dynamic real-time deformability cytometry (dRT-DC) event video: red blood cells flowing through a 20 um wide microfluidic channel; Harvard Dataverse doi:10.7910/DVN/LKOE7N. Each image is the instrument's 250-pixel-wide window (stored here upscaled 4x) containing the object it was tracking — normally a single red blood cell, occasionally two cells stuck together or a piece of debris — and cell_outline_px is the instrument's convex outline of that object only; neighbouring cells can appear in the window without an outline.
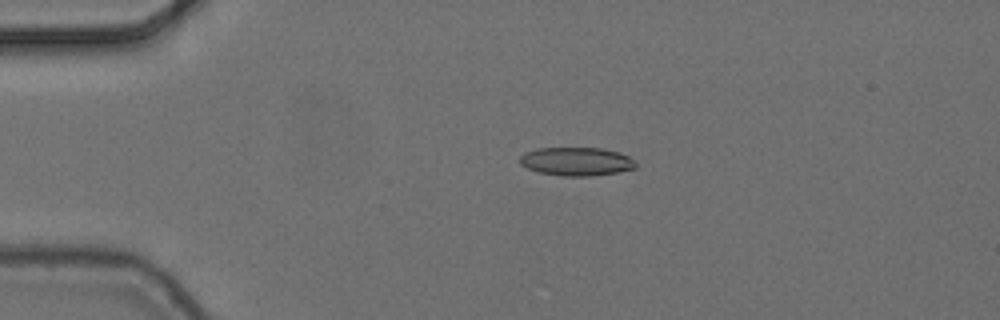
{"species": "common noctule bat (a hibernating species)", "species_latin": "Nyctalus noctula", "temperature_condition": "cold", "stored_images_in_passage": 3, "camera_frame_rate_fps": 3000, "um_per_image_px": 0.085, "animal": {"sex": "female", "body_mass_g": 24.6, "forearm_length_mm": 56.2}, "frame": {"image": 1, "passage_image": 2, "time_ms": 0.333, "image_size_px": [1000, 320], "cell_outline_px": [[636, 168], [616, 172], [592, 176], [564, 176], [540, 172], [528, 168], [520, 164], [520, 156], [524, 152], [536, 148], [600, 148], [620, 152], [628, 156], [636, 164]], "centroid_in_image_um": [48.98, 13.72], "position_along_channel_um": 36.0, "area_um2": 19.13}}